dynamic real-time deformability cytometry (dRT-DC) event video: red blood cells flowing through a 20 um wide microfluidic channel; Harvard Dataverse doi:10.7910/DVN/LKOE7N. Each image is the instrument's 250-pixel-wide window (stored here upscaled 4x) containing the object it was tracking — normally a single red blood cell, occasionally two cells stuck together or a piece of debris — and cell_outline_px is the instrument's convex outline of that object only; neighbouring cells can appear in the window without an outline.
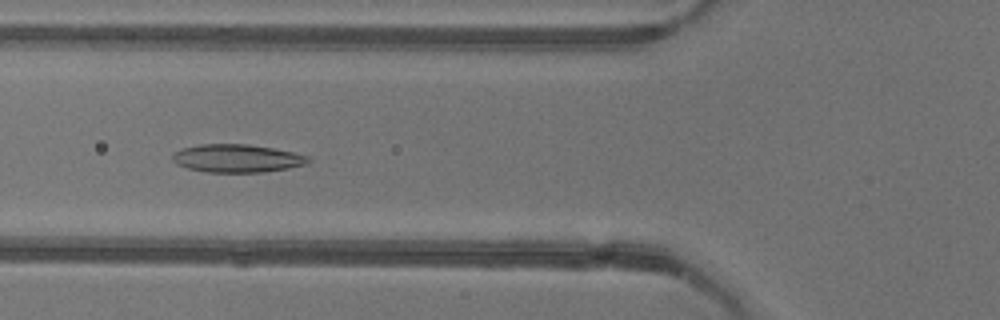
{"species": "common noctule bat (a hibernating species)", "species_latin": "Nyctalus noctula", "temperature_condition": "warm", "stored_images_in_passage": 20, "camera_frame_rate_fps": 3000, "um_per_image_px": 0.085, "animal": {"sex": "female"}, "frame": {"image": 1, "passage_image": 7, "time_ms": 2.0, "image_size_px": [1000, 320], "cell_outline_px": [[312, 160], [304, 164], [288, 168], [260, 172], [204, 172], [188, 168], [176, 164], [172, 160], [172, 152], [184, 148], [200, 144], [248, 144], [272, 148], [292, 152], [308, 156]], "centroid_in_image_um": [20.1, 13.46], "position_along_channel_um": 105.7, "area_um2": 22.08}}
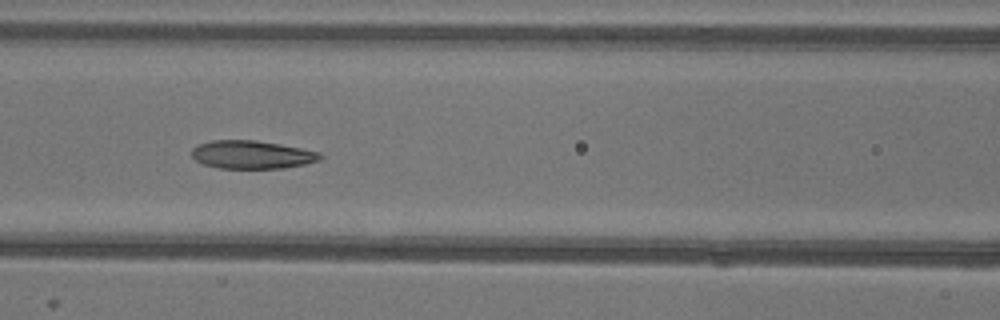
{"frame": {"image": 2, "passage_image": 10, "time_ms": 3.0, "image_size_px": [1000, 320], "cell_outline_px": [[324, 156], [320, 160], [304, 164], [284, 168], [220, 168], [204, 164], [196, 160], [192, 156], [192, 148], [200, 144], [212, 140], [256, 140], [280, 144], [320, 152]], "centroid_in_image_um": [21.43, 13.14], "position_along_channel_um": 145.2, "area_um2": 20.98}}
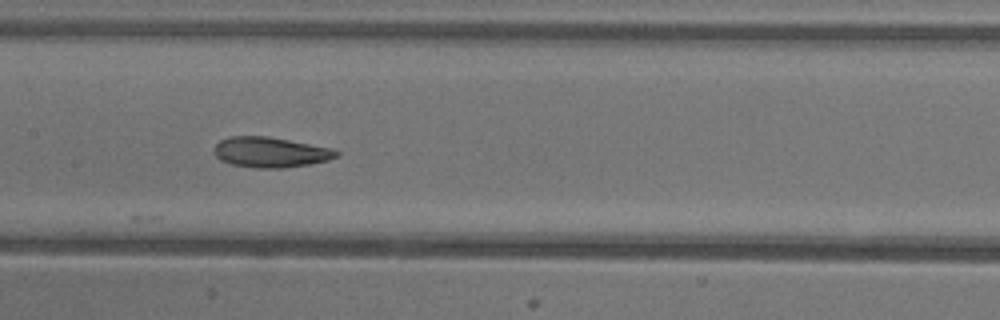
{"frame": {"image": 3, "passage_image": 13, "time_ms": 4.0, "image_size_px": [1000, 320], "cell_outline_px": [[340, 152], [336, 156], [328, 160], [312, 164], [284, 168], [256, 168], [232, 164], [220, 160], [216, 156], [212, 148], [220, 140], [228, 136], [268, 136], [332, 148]], "centroid_in_image_um": [22.97, 12.94], "position_along_channel_um": 184.4, "area_um2": 21.73}}